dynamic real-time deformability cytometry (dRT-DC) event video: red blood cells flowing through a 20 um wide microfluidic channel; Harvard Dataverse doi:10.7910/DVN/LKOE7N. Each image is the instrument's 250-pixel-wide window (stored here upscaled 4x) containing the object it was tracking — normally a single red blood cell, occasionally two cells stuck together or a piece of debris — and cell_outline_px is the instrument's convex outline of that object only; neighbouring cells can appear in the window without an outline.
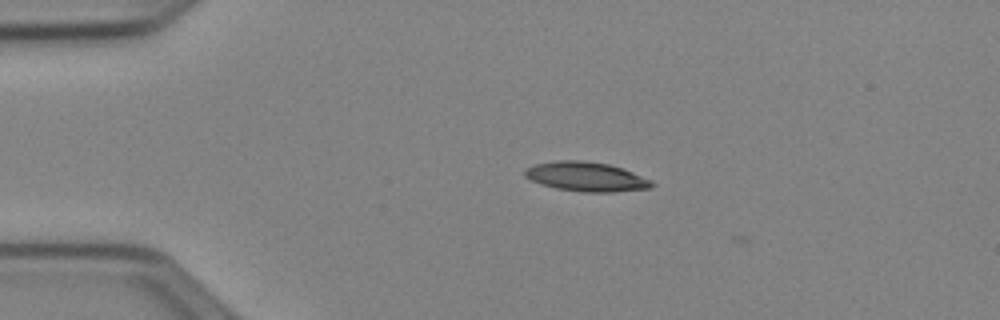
{"species": "Egyptian fruit bat (a non-hibernating species)", "species_latin": "Rousettus aegyptiacus", "temperature_condition": "cold", "stored_images_in_passage": 5, "camera_frame_rate_fps": 3000, "um_per_image_px": 0.085, "animal": {"sex": "female"}, "frame": {"image": 1, "passage_image": 3, "time_ms": 0.667, "image_size_px": [1000, 320], "cell_outline_px": [[656, 184], [652, 188], [612, 192], [584, 192], [556, 188], [532, 180], [524, 176], [524, 168], [536, 164], [556, 160], [580, 160], [608, 164], [632, 172], [652, 180]], "centroid_in_image_um": [49.84, 15.02], "position_along_channel_um": 35.2, "area_um2": 21.62}}